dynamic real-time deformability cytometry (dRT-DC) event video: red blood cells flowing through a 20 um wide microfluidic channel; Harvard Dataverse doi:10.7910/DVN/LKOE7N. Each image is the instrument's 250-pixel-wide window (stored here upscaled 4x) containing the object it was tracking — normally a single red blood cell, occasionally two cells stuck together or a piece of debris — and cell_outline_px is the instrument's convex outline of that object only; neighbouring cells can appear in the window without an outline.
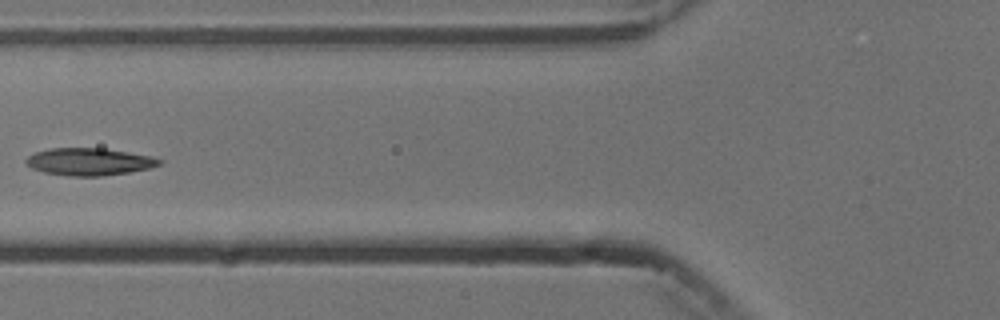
{"species": "common noctule bat (a hibernating species)", "species_latin": "Nyctalus noctula", "temperature_condition": "cold", "stored_images_in_passage": 6, "camera_frame_rate_fps": 3000, "um_per_image_px": 0.085, "animal": {"sex": "male", "body_mass_g": 13.3}, "frame": {"image": 1, "passage_image": 5, "time_ms": 5.667, "image_size_px": [1000, 320], "cell_outline_px": [[164, 160], [160, 164], [148, 168], [128, 172], [100, 176], [68, 176], [44, 172], [32, 168], [24, 160], [28, 156], [36, 152], [52, 148], [104, 148], [152, 156]], "centroid_in_image_um": [7.59, 13.74], "position_along_channel_um": 118.2, "area_um2": 21.1}}
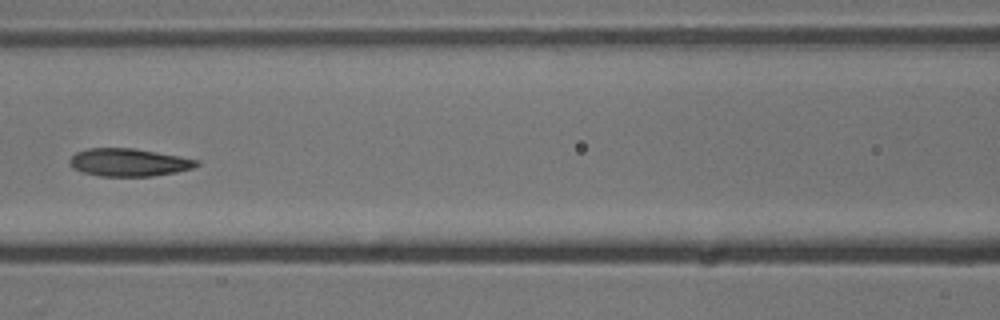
{"frame": {"image": 2, "passage_image": 6, "time_ms": 6.667, "image_size_px": [1000, 320], "cell_outline_px": [[200, 164], [192, 168], [176, 172], [152, 176], [100, 176], [84, 172], [72, 168], [68, 160], [76, 152], [88, 148], [132, 148], [180, 156], [200, 160]], "centroid_in_image_um": [10.95, 13.8], "position_along_channel_um": 155.6, "area_um2": 20.52}}